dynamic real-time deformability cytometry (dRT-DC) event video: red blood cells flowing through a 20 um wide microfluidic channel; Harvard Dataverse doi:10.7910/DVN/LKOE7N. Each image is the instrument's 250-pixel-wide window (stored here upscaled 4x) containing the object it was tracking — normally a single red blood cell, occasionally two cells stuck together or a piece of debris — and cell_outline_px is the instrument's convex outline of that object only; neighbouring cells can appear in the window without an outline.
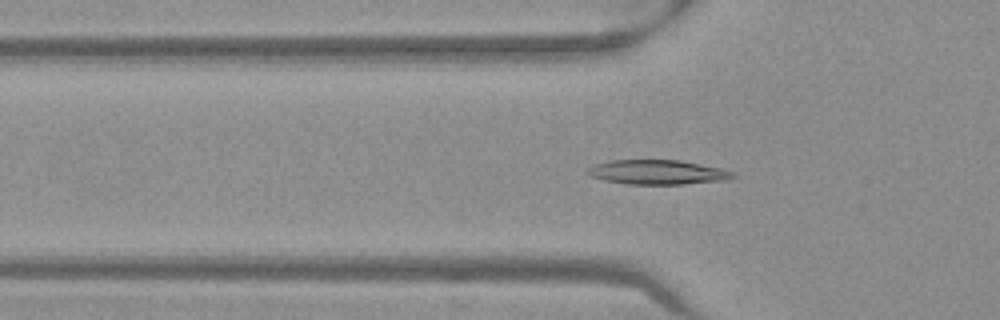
{"species": "Egyptian fruit bat (a non-hibernating species)", "species_latin": "Rousettus aegyptiacus", "temperature_condition": "warm", "stored_images_in_passage": 51, "camera_frame_rate_fps": 3000, "um_per_image_px": 0.085, "frame": {"image": 1, "passage_image": 17, "time_ms": 5.333, "image_size_px": [1000, 320], "cell_outline_px": [[736, 176], [728, 180], [680, 184], [628, 184], [604, 180], [588, 176], [584, 172], [592, 164], [608, 160], [680, 160], [720, 168], [732, 172]], "centroid_in_image_um": [55.81, 14.63], "position_along_channel_um": 70.0, "area_um2": 20.87}}
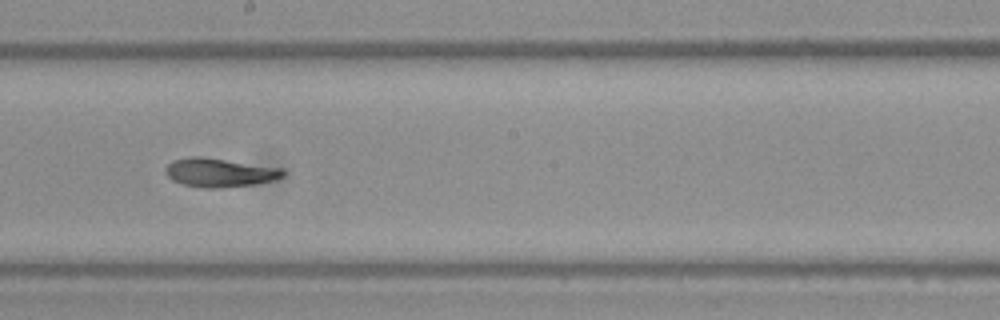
{"frame": {"image": 2, "passage_image": 29, "time_ms": 9.333, "image_size_px": [1000, 320], "cell_outline_px": [[284, 176], [272, 180], [256, 184], [220, 188], [208, 188], [184, 184], [172, 180], [164, 172], [164, 168], [172, 160], [188, 156], [200, 156], [284, 168]], "centroid_in_image_um": [18.65, 14.65], "position_along_channel_um": 229.6, "area_um2": 19.77}}
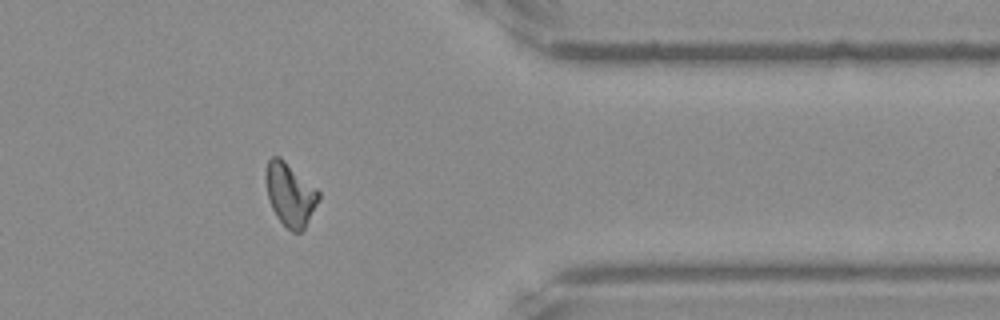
{"frame": {"image": 3, "passage_image": 42, "time_ms": 13.667, "image_size_px": [1000, 320], "cell_outline_px": [[320, 196], [304, 228], [300, 232], [292, 232], [276, 216], [268, 200], [264, 180], [264, 172], [268, 160], [272, 156], [280, 156], [316, 188], [320, 192]], "centroid_in_image_um": [24.61, 16.48], "position_along_channel_um": 386.8, "area_um2": 19.36}, "authors_computed_cell_mechanics": {"area_um2": 19.363, "velocity_mm_per_s": 3.9735, "shape_relaxation_time_tau1_ms": 7.6096, "shape_relaxation_time_tau2_ms": 4.5159, "deformation_change_tau1": 0.2287, "deformation_change_tau2": 0.1012}}